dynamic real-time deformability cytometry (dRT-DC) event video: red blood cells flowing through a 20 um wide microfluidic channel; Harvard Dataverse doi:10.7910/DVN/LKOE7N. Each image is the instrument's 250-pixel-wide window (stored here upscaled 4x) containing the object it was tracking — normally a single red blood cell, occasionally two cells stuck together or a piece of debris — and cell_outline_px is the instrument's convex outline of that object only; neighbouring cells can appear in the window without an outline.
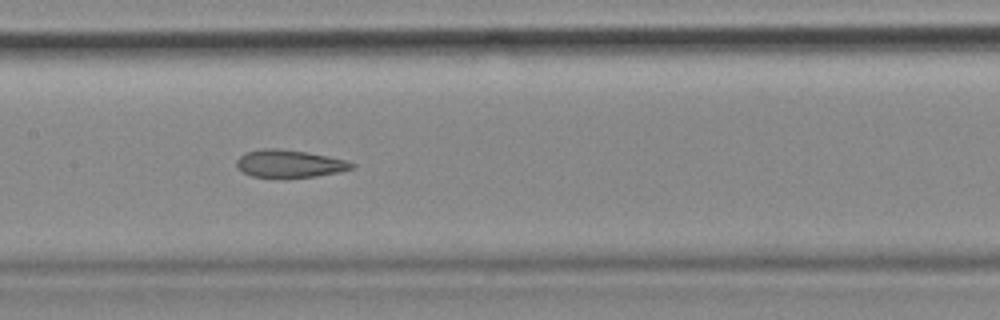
{"species": "common noctule bat (a hibernating species)", "species_latin": "Nyctalus noctula", "temperature_condition": "cold", "stored_images_in_passage": 38, "camera_frame_rate_fps": 3000, "um_per_image_px": 0.085, "animal": {"sex": "female", "body_mass_g": 18.4}, "frame": {"image": 1, "passage_image": 12, "time_ms": 3.667, "image_size_px": [1000, 320], "cell_outline_px": [[356, 168], [316, 176], [252, 176], [244, 172], [236, 164], [236, 160], [244, 152], [264, 148], [276, 148], [304, 152], [328, 156], [344, 160], [356, 164]], "centroid_in_image_um": [24.61, 13.88], "position_along_channel_um": 182.8, "area_um2": 17.98}, "authors_computed_cell_mechanics": {"area_um2": 19.2185, "velocity_mm_per_s": 3.5827, "shape_relaxation_time_tau1_ms": null, "shape_relaxation_time_tau2_ms": 2.8289, "deformation_change_tau1": null, "deformation_change_tau2": 0.1125}}